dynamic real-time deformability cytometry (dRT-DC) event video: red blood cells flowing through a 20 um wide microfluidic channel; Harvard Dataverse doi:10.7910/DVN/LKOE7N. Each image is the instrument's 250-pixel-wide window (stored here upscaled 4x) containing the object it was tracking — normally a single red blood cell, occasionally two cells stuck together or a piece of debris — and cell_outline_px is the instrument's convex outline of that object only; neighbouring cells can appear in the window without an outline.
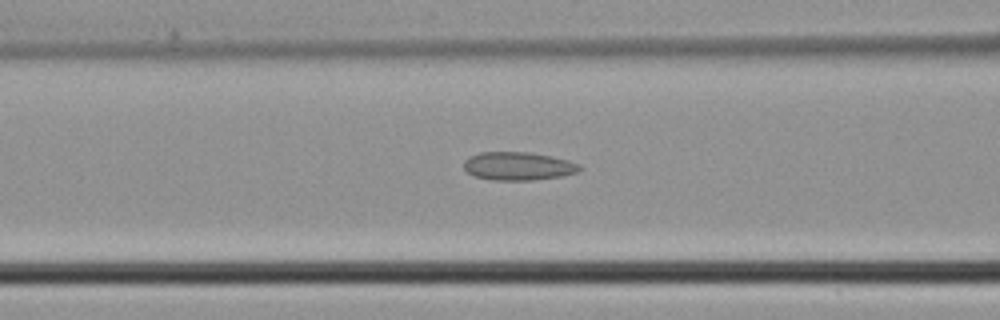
{"species": "common noctule bat (a hibernating species)", "species_latin": "Nyctalus noctula", "temperature_condition": "cold", "stored_images_in_passage": 35, "camera_frame_rate_fps": 3000, "um_per_image_px": 0.085, "animal": {"sex": "male", "body_mass_g": 21.5, "forearm_length_mm": 52.0}, "frame": {"image": 1, "passage_image": 17, "time_ms": 5.333, "image_size_px": [1000, 320], "cell_outline_px": [[580, 168], [576, 172], [560, 176], [532, 180], [492, 180], [476, 176], [468, 172], [464, 168], [464, 160], [468, 156], [480, 152], [528, 152], [552, 156], [568, 160], [580, 164]], "centroid_in_image_um": [44.02, 14.11], "position_along_channel_um": 122.6, "area_um2": 18.96}}
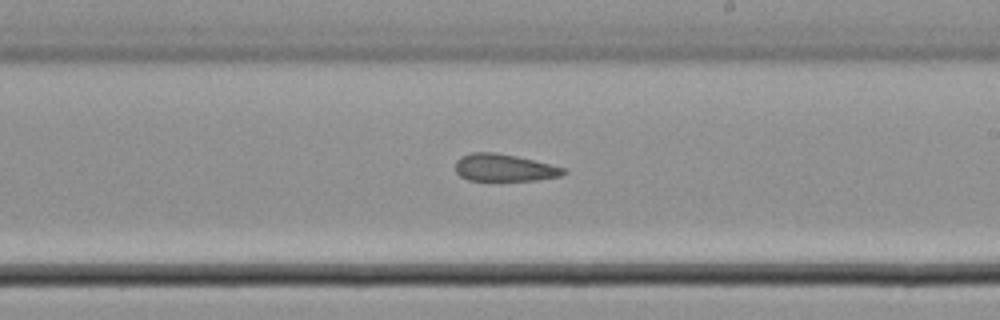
{"frame": {"image": 2, "passage_image": 25, "time_ms": 8.0, "image_size_px": [1000, 320], "cell_outline_px": [[568, 172], [560, 176], [536, 180], [468, 180], [460, 176], [456, 172], [456, 160], [472, 152], [496, 152], [516, 156], [564, 168]], "centroid_in_image_um": [42.84, 14.26], "position_along_channel_um": 246.2, "area_um2": 16.94}}
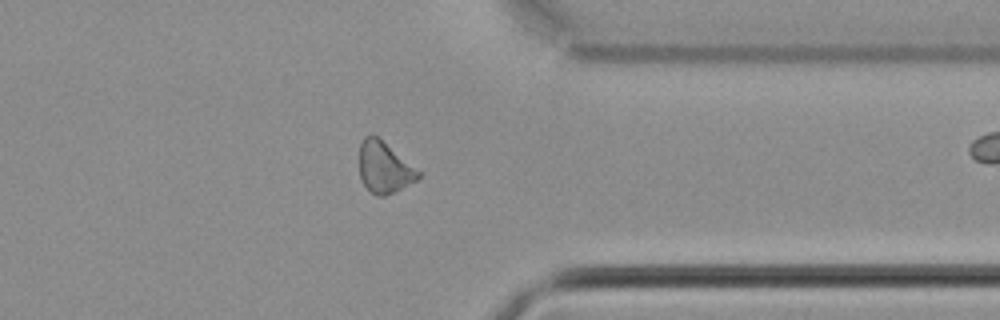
{"frame": {"image": 3, "passage_image": 34, "time_ms": 11.0, "image_size_px": [1000, 320], "cell_outline_px": [[420, 176], [416, 180], [384, 196], [376, 196], [364, 184], [360, 176], [360, 144], [364, 136], [376, 136], [420, 172]], "centroid_in_image_um": [32.63, 14.24], "position_along_channel_um": 378.8, "area_um2": 16.82}}